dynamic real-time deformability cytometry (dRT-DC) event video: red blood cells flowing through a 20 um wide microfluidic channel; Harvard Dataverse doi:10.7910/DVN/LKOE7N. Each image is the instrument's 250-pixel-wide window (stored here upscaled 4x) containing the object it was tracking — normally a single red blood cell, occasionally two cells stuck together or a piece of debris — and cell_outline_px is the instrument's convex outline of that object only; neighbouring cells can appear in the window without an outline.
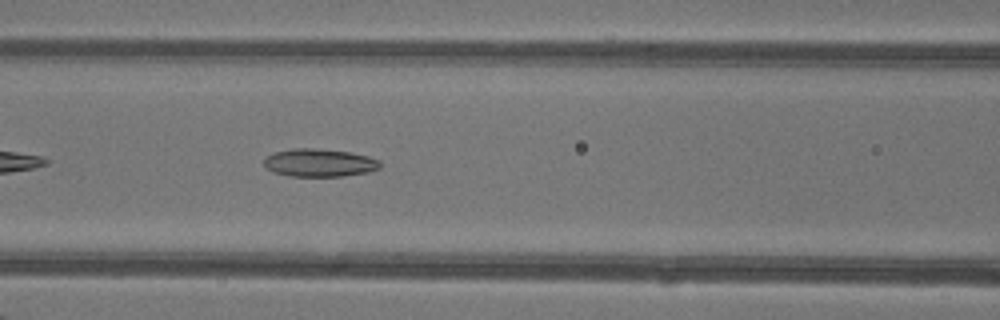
{"species": "common noctule bat (a hibernating species)", "species_latin": "Nyctalus noctula", "temperature_condition": "warm", "stored_images_in_passage": 34, "camera_frame_rate_fps": 3000, "um_per_image_px": 0.085, "animal": {"sex": "female"}, "frame": {"image": 1, "passage_image": 7, "time_ms": 2.0, "image_size_px": [1000, 320], "cell_outline_px": [[380, 168], [368, 172], [344, 176], [288, 176], [272, 172], [264, 164], [264, 156], [276, 152], [292, 148], [316, 148], [352, 152], [368, 156], [380, 160]], "centroid_in_image_um": [27.15, 13.83], "position_along_channel_um": 139.5, "area_um2": 19.07}}
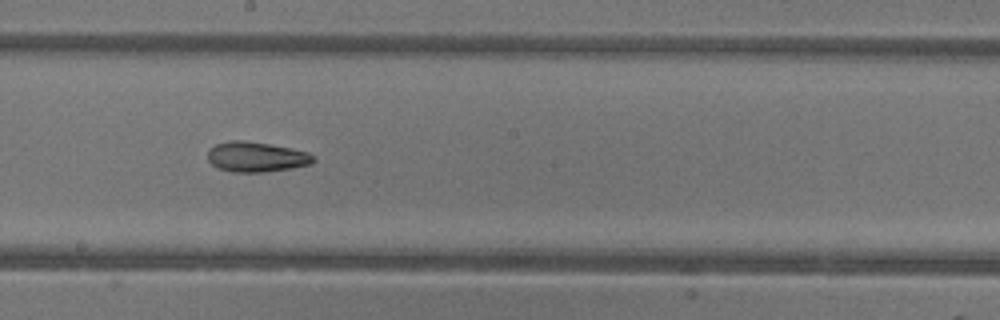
{"frame": {"image": 2, "passage_image": 13, "time_ms": 4.0, "image_size_px": [1000, 320], "cell_outline_px": [[316, 160], [312, 164], [292, 168], [264, 172], [232, 172], [220, 168], [212, 164], [208, 160], [208, 152], [216, 144], [228, 140], [244, 140], [292, 148], [308, 152], [316, 156]], "centroid_in_image_um": [21.84, 13.33], "position_along_channel_um": 226.4, "area_um2": 18.61}}
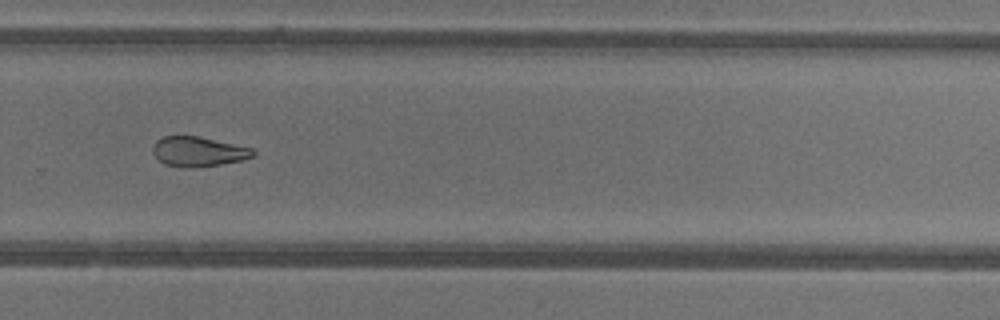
{"frame": {"image": 3, "passage_image": 19, "time_ms": 6.0, "image_size_px": [1000, 320], "cell_outline_px": [[256, 156], [244, 160], [220, 164], [192, 168], [184, 168], [164, 164], [152, 152], [152, 144], [156, 140], [164, 136], [200, 136], [252, 148], [256, 152]], "centroid_in_image_um": [16.87, 12.88], "position_along_channel_um": 312.9, "area_um2": 17.63}, "authors_computed_cell_mechanics": {"area_um2": 18.9006, "velocity_mm_per_s": 4.3553, "shape_relaxation_time_tau1_ms": 9.8154, "shape_relaxation_time_tau2_ms": 10.5876, "deformation_change_tau1": 0.2354, "deformation_change_tau2": 0.2563}}